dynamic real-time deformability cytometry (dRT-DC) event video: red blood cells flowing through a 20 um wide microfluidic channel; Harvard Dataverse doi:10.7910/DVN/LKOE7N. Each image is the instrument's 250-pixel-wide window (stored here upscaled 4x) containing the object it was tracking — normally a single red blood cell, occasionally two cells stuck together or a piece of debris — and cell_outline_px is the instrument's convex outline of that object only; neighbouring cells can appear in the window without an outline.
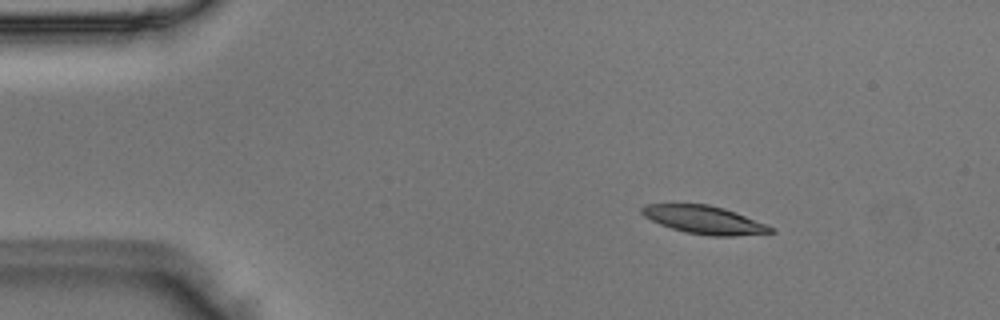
{"species": "Egyptian fruit bat (a non-hibernating species)", "species_latin": "Rousettus aegyptiacus", "temperature_condition": "room temperature", "stored_images_in_passage": 45, "camera_frame_rate_fps": 3000, "um_per_image_px": 0.085, "animal": {"sex": "male"}, "frame": {"image": 1, "passage_image": 2, "time_ms": 0.333, "image_size_px": [1000, 320], "cell_outline_px": [[776, 232], [732, 236], [708, 236], [684, 232], [660, 224], [644, 216], [640, 212], [640, 208], [644, 204], [708, 204], [724, 208], [736, 212], [768, 224], [776, 228]], "centroid_in_image_um": [59.9, 18.69], "position_along_channel_um": 25.1, "area_um2": 21.27}}
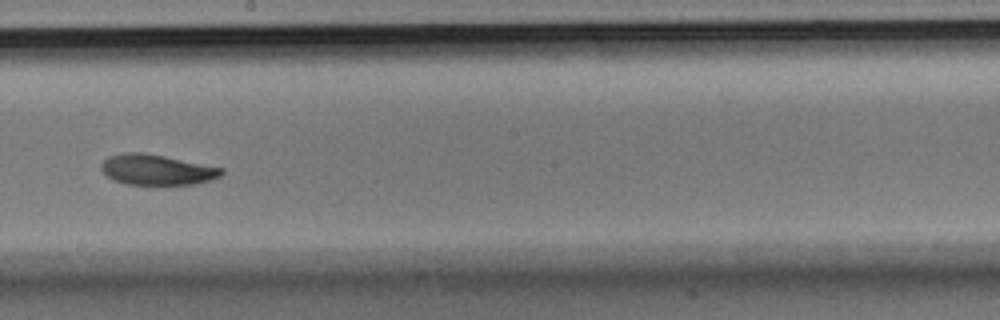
{"frame": {"image": 2, "passage_image": 23, "time_ms": 7.333, "image_size_px": [1000, 320], "cell_outline_px": [[224, 172], [220, 176], [212, 180], [192, 184], [124, 184], [112, 180], [100, 168], [100, 164], [108, 156], [124, 152], [144, 152], [224, 168]], "centroid_in_image_um": [13.31, 14.42], "position_along_channel_um": 234.9, "area_um2": 21.39}}
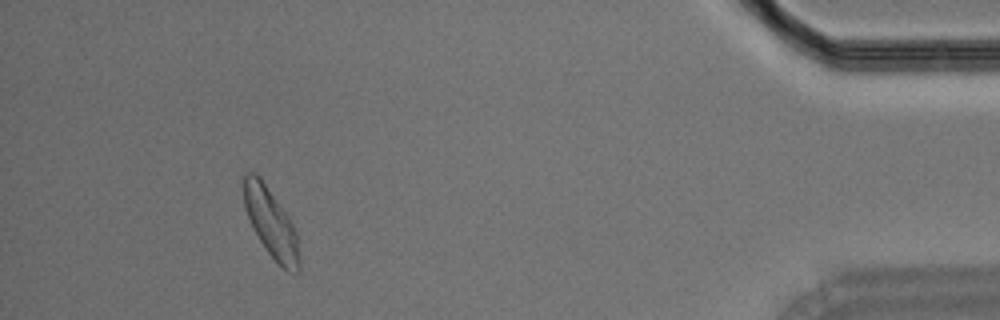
{"frame": {"image": 3, "passage_image": 41, "time_ms": 13.333, "image_size_px": [1000, 320], "cell_outline_px": [[300, 272], [288, 272], [268, 252], [260, 240], [244, 208], [244, 176], [248, 172], [252, 172], [260, 176], [288, 216], [296, 232], [300, 256]], "centroid_in_image_um": [23.06, 18.96], "position_along_channel_um": 412.1, "area_um2": 21.85}}